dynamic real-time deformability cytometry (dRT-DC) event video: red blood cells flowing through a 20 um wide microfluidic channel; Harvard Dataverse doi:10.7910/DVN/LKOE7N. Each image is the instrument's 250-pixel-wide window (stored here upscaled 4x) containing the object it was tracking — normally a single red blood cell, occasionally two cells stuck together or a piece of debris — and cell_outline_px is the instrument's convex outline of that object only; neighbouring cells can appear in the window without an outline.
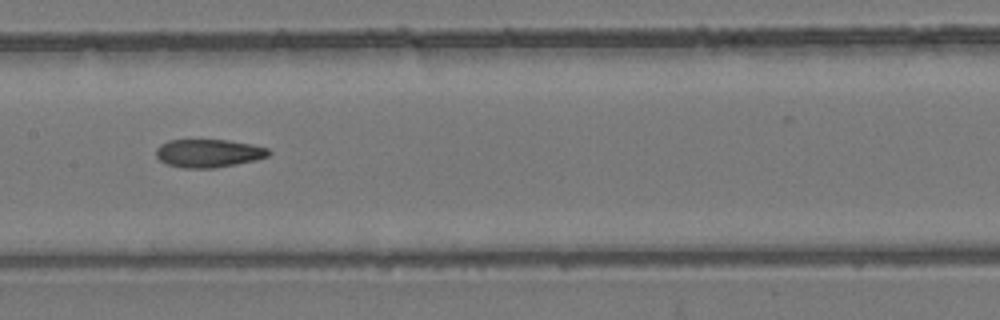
{"species": "common noctule bat (a hibernating species)", "species_latin": "Nyctalus noctula", "temperature_condition": "room temperature", "stored_images_in_passage": 10, "camera_frame_rate_fps": 3000, "um_per_image_px": 0.085, "animal": {"sex": "female", "body_mass_g": 24.6, "forearm_length_mm": 56.2}, "frame": {"image": 1, "passage_image": 9, "time_ms": 2.667, "image_size_px": [1000, 320], "cell_outline_px": [[272, 152], [268, 156], [256, 160], [236, 164], [212, 168], [184, 168], [168, 164], [160, 160], [156, 156], [156, 148], [160, 144], [168, 140], [228, 140], [252, 144], [268, 148]], "centroid_in_image_um": [17.74, 13.02], "position_along_channel_um": 189.7, "area_um2": 18.5}}
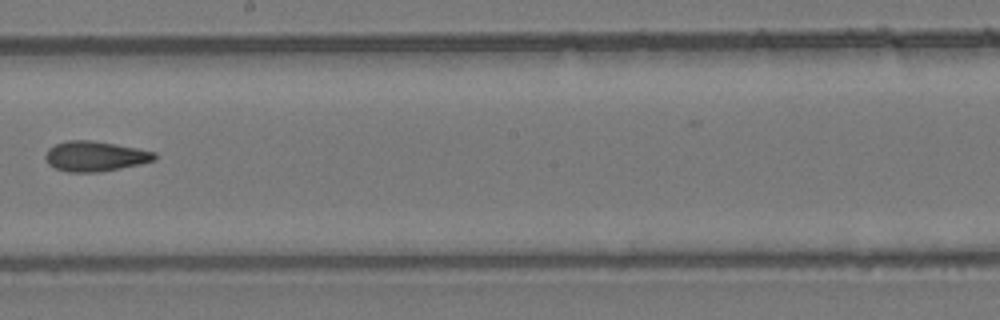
{"frame": {"image": 2, "passage_image": 10, "time_ms": 3.0, "image_size_px": [1000, 320], "cell_outline_px": [[156, 160], [140, 164], [100, 172], [68, 172], [56, 168], [48, 164], [44, 156], [48, 148], [56, 144], [68, 140], [88, 140], [116, 144], [156, 152]], "centroid_in_image_um": [8.08, 13.28], "position_along_channel_um": 240.1, "area_um2": 19.13}}